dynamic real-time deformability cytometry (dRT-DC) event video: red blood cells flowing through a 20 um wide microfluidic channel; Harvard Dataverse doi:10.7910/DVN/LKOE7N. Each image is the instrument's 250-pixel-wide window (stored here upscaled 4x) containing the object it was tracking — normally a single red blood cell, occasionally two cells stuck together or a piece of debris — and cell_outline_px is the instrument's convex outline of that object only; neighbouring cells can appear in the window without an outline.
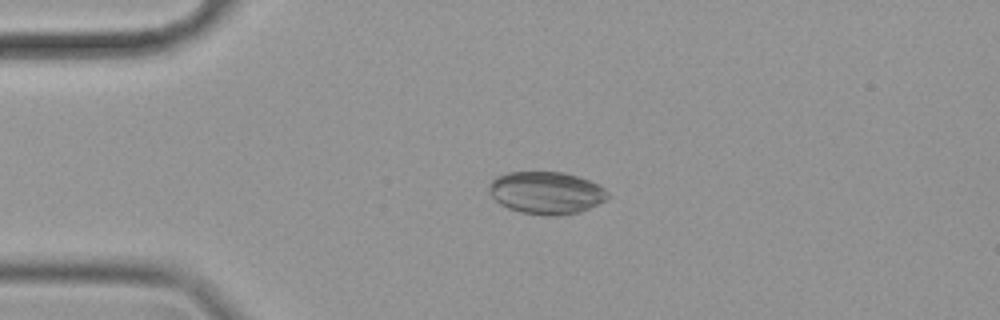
{"species": "common noctule bat (a hibernating species)", "species_latin": "Nyctalus noctula", "temperature_condition": "cold", "stored_images_in_passage": 49, "camera_frame_rate_fps": 3000, "um_per_image_px": 0.085, "animal": {"sex": "female", "body_mass_g": 19.9}, "frame": {"image": 1, "passage_image": 12, "time_ms": 3.667, "image_size_px": [1000, 320], "cell_outline_px": [[608, 200], [580, 212], [552, 216], [520, 212], [508, 208], [500, 204], [492, 196], [488, 188], [492, 180], [496, 176], [508, 172], [564, 172], [588, 180], [604, 188], [608, 192]], "centroid_in_image_um": [46.44, 16.39], "position_along_channel_um": 38.6, "area_um2": 29.25}}
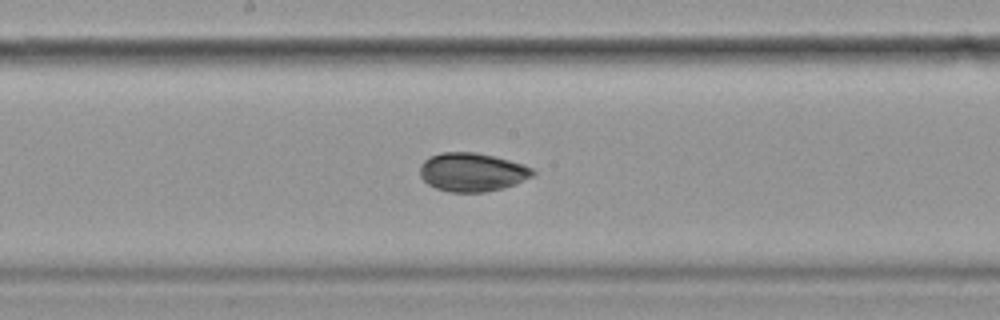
{"frame": {"image": 2, "passage_image": 29, "time_ms": 9.333, "image_size_px": [1000, 320], "cell_outline_px": [[536, 172], [532, 176], [516, 184], [504, 188], [484, 192], [448, 192], [436, 188], [428, 184], [420, 176], [420, 164], [424, 160], [440, 152], [476, 152], [524, 164], [532, 168]], "centroid_in_image_um": [40.13, 14.63], "position_along_channel_um": 208.1, "area_um2": 25.43}}
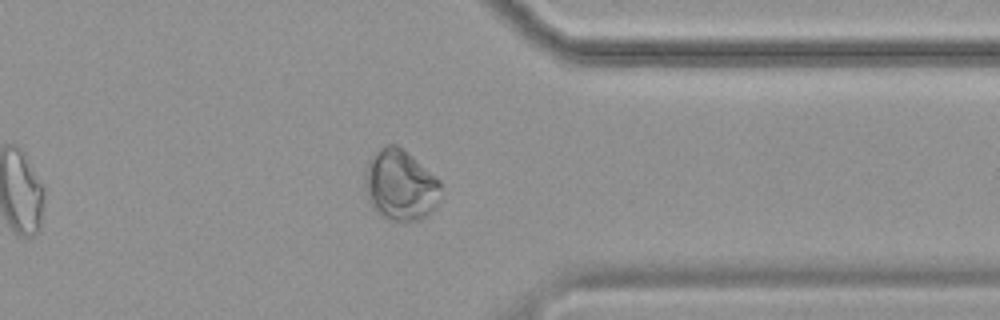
{"frame": {"image": 3, "passage_image": 44, "time_ms": 14.333, "image_size_px": [1000, 320], "cell_outline_px": [[440, 188], [436, 204], [420, 220], [388, 220], [380, 216], [372, 208], [368, 200], [364, 188], [364, 172], [368, 160], [384, 144], [396, 144], [408, 152], [440, 180]], "centroid_in_image_um": [33.97, 15.71], "position_along_channel_um": 377.4, "area_um2": 31.33}, "authors_computed_cell_mechanics": {"area_um2": 27.1082, "velocity_mm_per_s": 3.4983, "shape_relaxation_time_tau1_ms": 4.4529, "shape_relaxation_time_tau2_ms": null, "deformation_change_tau1": 0.0997, "deformation_change_tau2": null}}